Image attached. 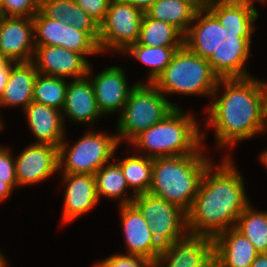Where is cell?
Returning <instances> with one entry per match:
<instances>
[{
  "mask_svg": "<svg viewBox=\"0 0 267 267\" xmlns=\"http://www.w3.org/2000/svg\"><path fill=\"white\" fill-rule=\"evenodd\" d=\"M212 165L205 170L192 207L187 212V228L190 234L217 237L236 222L249 205L244 192L242 177L234 165L224 160L216 173ZM212 174L211 176H209Z\"/></svg>",
  "mask_w": 267,
  "mask_h": 267,
  "instance_id": "cell-1",
  "label": "cell"
},
{
  "mask_svg": "<svg viewBox=\"0 0 267 267\" xmlns=\"http://www.w3.org/2000/svg\"><path fill=\"white\" fill-rule=\"evenodd\" d=\"M204 12L207 13L203 17ZM257 17L256 12L242 29H232L222 27L220 22L202 6L194 17L197 24L189 27L184 35V45L196 55L208 59L213 72L220 79L249 77L243 70V65L250 54L249 45L254 30L252 22Z\"/></svg>",
  "mask_w": 267,
  "mask_h": 267,
  "instance_id": "cell-2",
  "label": "cell"
},
{
  "mask_svg": "<svg viewBox=\"0 0 267 267\" xmlns=\"http://www.w3.org/2000/svg\"><path fill=\"white\" fill-rule=\"evenodd\" d=\"M226 92L209 108L210 125L218 144H234L261 132L266 89L263 82L250 77L221 78Z\"/></svg>",
  "mask_w": 267,
  "mask_h": 267,
  "instance_id": "cell-3",
  "label": "cell"
},
{
  "mask_svg": "<svg viewBox=\"0 0 267 267\" xmlns=\"http://www.w3.org/2000/svg\"><path fill=\"white\" fill-rule=\"evenodd\" d=\"M209 162L200 152L153 158L150 194L188 212Z\"/></svg>",
  "mask_w": 267,
  "mask_h": 267,
  "instance_id": "cell-4",
  "label": "cell"
},
{
  "mask_svg": "<svg viewBox=\"0 0 267 267\" xmlns=\"http://www.w3.org/2000/svg\"><path fill=\"white\" fill-rule=\"evenodd\" d=\"M191 115L175 108L162 121L141 132L131 142L149 149L150 158L172 157L197 153L201 147V135Z\"/></svg>",
  "mask_w": 267,
  "mask_h": 267,
  "instance_id": "cell-5",
  "label": "cell"
},
{
  "mask_svg": "<svg viewBox=\"0 0 267 267\" xmlns=\"http://www.w3.org/2000/svg\"><path fill=\"white\" fill-rule=\"evenodd\" d=\"M153 84L163 94L179 92L214 96L220 78L213 72L208 59L196 55L183 45Z\"/></svg>",
  "mask_w": 267,
  "mask_h": 267,
  "instance_id": "cell-6",
  "label": "cell"
},
{
  "mask_svg": "<svg viewBox=\"0 0 267 267\" xmlns=\"http://www.w3.org/2000/svg\"><path fill=\"white\" fill-rule=\"evenodd\" d=\"M149 84L147 86L139 83L133 86L117 125L120 133L116 136L118 142L122 137H127L131 142L177 108L153 83Z\"/></svg>",
  "mask_w": 267,
  "mask_h": 267,
  "instance_id": "cell-7",
  "label": "cell"
},
{
  "mask_svg": "<svg viewBox=\"0 0 267 267\" xmlns=\"http://www.w3.org/2000/svg\"><path fill=\"white\" fill-rule=\"evenodd\" d=\"M133 203L150 225V231L156 242L164 247L186 236L182 230L187 229V212L150 193L134 195L122 200L121 204ZM186 227V229H182ZM182 232V233H181ZM184 234V235H182Z\"/></svg>",
  "mask_w": 267,
  "mask_h": 267,
  "instance_id": "cell-8",
  "label": "cell"
},
{
  "mask_svg": "<svg viewBox=\"0 0 267 267\" xmlns=\"http://www.w3.org/2000/svg\"><path fill=\"white\" fill-rule=\"evenodd\" d=\"M118 143L115 136L91 132L76 142L67 152L66 143L63 141L58 148L59 168L66 159L63 163L64 173L94 175L110 159Z\"/></svg>",
  "mask_w": 267,
  "mask_h": 267,
  "instance_id": "cell-9",
  "label": "cell"
},
{
  "mask_svg": "<svg viewBox=\"0 0 267 267\" xmlns=\"http://www.w3.org/2000/svg\"><path fill=\"white\" fill-rule=\"evenodd\" d=\"M144 13L123 0H111L103 21L99 24L98 45L104 49H126L138 42Z\"/></svg>",
  "mask_w": 267,
  "mask_h": 267,
  "instance_id": "cell-10",
  "label": "cell"
},
{
  "mask_svg": "<svg viewBox=\"0 0 267 267\" xmlns=\"http://www.w3.org/2000/svg\"><path fill=\"white\" fill-rule=\"evenodd\" d=\"M32 19L34 31L40 36L35 46H61L82 55L100 51L98 43L87 32L68 23L45 17L39 11Z\"/></svg>",
  "mask_w": 267,
  "mask_h": 267,
  "instance_id": "cell-11",
  "label": "cell"
},
{
  "mask_svg": "<svg viewBox=\"0 0 267 267\" xmlns=\"http://www.w3.org/2000/svg\"><path fill=\"white\" fill-rule=\"evenodd\" d=\"M165 261L168 262L166 267H215L214 240L208 236L186 234L183 240L162 247L154 267Z\"/></svg>",
  "mask_w": 267,
  "mask_h": 267,
  "instance_id": "cell-12",
  "label": "cell"
},
{
  "mask_svg": "<svg viewBox=\"0 0 267 267\" xmlns=\"http://www.w3.org/2000/svg\"><path fill=\"white\" fill-rule=\"evenodd\" d=\"M24 18L5 16L0 25V51L8 61L15 63L34 60L31 55L36 46L31 39L36 40L37 36L32 35L35 34L33 19Z\"/></svg>",
  "mask_w": 267,
  "mask_h": 267,
  "instance_id": "cell-13",
  "label": "cell"
},
{
  "mask_svg": "<svg viewBox=\"0 0 267 267\" xmlns=\"http://www.w3.org/2000/svg\"><path fill=\"white\" fill-rule=\"evenodd\" d=\"M59 149L36 143L26 148L15 161V174L20 185L40 182L59 169Z\"/></svg>",
  "mask_w": 267,
  "mask_h": 267,
  "instance_id": "cell-14",
  "label": "cell"
},
{
  "mask_svg": "<svg viewBox=\"0 0 267 267\" xmlns=\"http://www.w3.org/2000/svg\"><path fill=\"white\" fill-rule=\"evenodd\" d=\"M35 52L38 59L35 67L38 73L43 72L48 76L83 78L89 74L90 67L81 53L63 48L61 46H36Z\"/></svg>",
  "mask_w": 267,
  "mask_h": 267,
  "instance_id": "cell-15",
  "label": "cell"
},
{
  "mask_svg": "<svg viewBox=\"0 0 267 267\" xmlns=\"http://www.w3.org/2000/svg\"><path fill=\"white\" fill-rule=\"evenodd\" d=\"M121 216L129 255L157 262L162 247L153 238L150 225L133 204H121Z\"/></svg>",
  "mask_w": 267,
  "mask_h": 267,
  "instance_id": "cell-16",
  "label": "cell"
},
{
  "mask_svg": "<svg viewBox=\"0 0 267 267\" xmlns=\"http://www.w3.org/2000/svg\"><path fill=\"white\" fill-rule=\"evenodd\" d=\"M229 230L213 239L215 267H250L259 251L234 227Z\"/></svg>",
  "mask_w": 267,
  "mask_h": 267,
  "instance_id": "cell-17",
  "label": "cell"
},
{
  "mask_svg": "<svg viewBox=\"0 0 267 267\" xmlns=\"http://www.w3.org/2000/svg\"><path fill=\"white\" fill-rule=\"evenodd\" d=\"M68 182L64 202V221H71L88 212L98 202L96 178L91 174L64 173Z\"/></svg>",
  "mask_w": 267,
  "mask_h": 267,
  "instance_id": "cell-18",
  "label": "cell"
},
{
  "mask_svg": "<svg viewBox=\"0 0 267 267\" xmlns=\"http://www.w3.org/2000/svg\"><path fill=\"white\" fill-rule=\"evenodd\" d=\"M125 75L120 67H110L92 80L98 109L101 114L124 107L133 87L127 88Z\"/></svg>",
  "mask_w": 267,
  "mask_h": 267,
  "instance_id": "cell-19",
  "label": "cell"
},
{
  "mask_svg": "<svg viewBox=\"0 0 267 267\" xmlns=\"http://www.w3.org/2000/svg\"><path fill=\"white\" fill-rule=\"evenodd\" d=\"M38 11L45 17L57 19L87 32L98 43L99 24L75 0H39Z\"/></svg>",
  "mask_w": 267,
  "mask_h": 267,
  "instance_id": "cell-20",
  "label": "cell"
},
{
  "mask_svg": "<svg viewBox=\"0 0 267 267\" xmlns=\"http://www.w3.org/2000/svg\"><path fill=\"white\" fill-rule=\"evenodd\" d=\"M25 109L34 135L40 144H49L59 148L63 142V117L58 109L31 102Z\"/></svg>",
  "mask_w": 267,
  "mask_h": 267,
  "instance_id": "cell-21",
  "label": "cell"
},
{
  "mask_svg": "<svg viewBox=\"0 0 267 267\" xmlns=\"http://www.w3.org/2000/svg\"><path fill=\"white\" fill-rule=\"evenodd\" d=\"M62 109L72 120L85 123L101 115L92 82L83 77L68 84Z\"/></svg>",
  "mask_w": 267,
  "mask_h": 267,
  "instance_id": "cell-22",
  "label": "cell"
},
{
  "mask_svg": "<svg viewBox=\"0 0 267 267\" xmlns=\"http://www.w3.org/2000/svg\"><path fill=\"white\" fill-rule=\"evenodd\" d=\"M35 63L16 62L10 71V76L3 94L0 97L1 105L21 104L25 108L33 101L34 83L38 71Z\"/></svg>",
  "mask_w": 267,
  "mask_h": 267,
  "instance_id": "cell-23",
  "label": "cell"
},
{
  "mask_svg": "<svg viewBox=\"0 0 267 267\" xmlns=\"http://www.w3.org/2000/svg\"><path fill=\"white\" fill-rule=\"evenodd\" d=\"M203 6V0H159L146 14L155 20L164 21L177 28L182 35L194 21L196 12Z\"/></svg>",
  "mask_w": 267,
  "mask_h": 267,
  "instance_id": "cell-24",
  "label": "cell"
},
{
  "mask_svg": "<svg viewBox=\"0 0 267 267\" xmlns=\"http://www.w3.org/2000/svg\"><path fill=\"white\" fill-rule=\"evenodd\" d=\"M203 6L222 27L232 29H242V26L257 12L253 3L244 0H203Z\"/></svg>",
  "mask_w": 267,
  "mask_h": 267,
  "instance_id": "cell-25",
  "label": "cell"
},
{
  "mask_svg": "<svg viewBox=\"0 0 267 267\" xmlns=\"http://www.w3.org/2000/svg\"><path fill=\"white\" fill-rule=\"evenodd\" d=\"M181 34L173 25L150 18L145 13L137 44L152 47H182L184 45V35ZM177 36H181V39Z\"/></svg>",
  "mask_w": 267,
  "mask_h": 267,
  "instance_id": "cell-26",
  "label": "cell"
},
{
  "mask_svg": "<svg viewBox=\"0 0 267 267\" xmlns=\"http://www.w3.org/2000/svg\"><path fill=\"white\" fill-rule=\"evenodd\" d=\"M236 222L234 228L248 238L259 253H267V212L257 213L248 205Z\"/></svg>",
  "mask_w": 267,
  "mask_h": 267,
  "instance_id": "cell-27",
  "label": "cell"
},
{
  "mask_svg": "<svg viewBox=\"0 0 267 267\" xmlns=\"http://www.w3.org/2000/svg\"><path fill=\"white\" fill-rule=\"evenodd\" d=\"M128 186L135 190V195L148 193L151 185L153 158L132 156L118 163Z\"/></svg>",
  "mask_w": 267,
  "mask_h": 267,
  "instance_id": "cell-28",
  "label": "cell"
},
{
  "mask_svg": "<svg viewBox=\"0 0 267 267\" xmlns=\"http://www.w3.org/2000/svg\"><path fill=\"white\" fill-rule=\"evenodd\" d=\"M68 84L63 78L37 74L33 89V102L55 109H62L65 103Z\"/></svg>",
  "mask_w": 267,
  "mask_h": 267,
  "instance_id": "cell-29",
  "label": "cell"
},
{
  "mask_svg": "<svg viewBox=\"0 0 267 267\" xmlns=\"http://www.w3.org/2000/svg\"><path fill=\"white\" fill-rule=\"evenodd\" d=\"M181 47H152L133 44L126 50L144 64L151 66L149 83H153L171 62L175 52Z\"/></svg>",
  "mask_w": 267,
  "mask_h": 267,
  "instance_id": "cell-30",
  "label": "cell"
},
{
  "mask_svg": "<svg viewBox=\"0 0 267 267\" xmlns=\"http://www.w3.org/2000/svg\"><path fill=\"white\" fill-rule=\"evenodd\" d=\"M96 178V188L98 199L100 195L117 198L124 193L128 185L122 173V169L118 162L110 164L107 167L105 164L94 174Z\"/></svg>",
  "mask_w": 267,
  "mask_h": 267,
  "instance_id": "cell-31",
  "label": "cell"
},
{
  "mask_svg": "<svg viewBox=\"0 0 267 267\" xmlns=\"http://www.w3.org/2000/svg\"><path fill=\"white\" fill-rule=\"evenodd\" d=\"M1 9L4 16L33 18L39 10V0H3Z\"/></svg>",
  "mask_w": 267,
  "mask_h": 267,
  "instance_id": "cell-32",
  "label": "cell"
},
{
  "mask_svg": "<svg viewBox=\"0 0 267 267\" xmlns=\"http://www.w3.org/2000/svg\"><path fill=\"white\" fill-rule=\"evenodd\" d=\"M155 262L134 255H113L95 267H154Z\"/></svg>",
  "mask_w": 267,
  "mask_h": 267,
  "instance_id": "cell-33",
  "label": "cell"
},
{
  "mask_svg": "<svg viewBox=\"0 0 267 267\" xmlns=\"http://www.w3.org/2000/svg\"><path fill=\"white\" fill-rule=\"evenodd\" d=\"M75 2L100 24L105 17L111 0H75Z\"/></svg>",
  "mask_w": 267,
  "mask_h": 267,
  "instance_id": "cell-34",
  "label": "cell"
},
{
  "mask_svg": "<svg viewBox=\"0 0 267 267\" xmlns=\"http://www.w3.org/2000/svg\"><path fill=\"white\" fill-rule=\"evenodd\" d=\"M7 149L0 148V179H7V183L13 188L17 186L15 174V161L11 158Z\"/></svg>",
  "mask_w": 267,
  "mask_h": 267,
  "instance_id": "cell-35",
  "label": "cell"
},
{
  "mask_svg": "<svg viewBox=\"0 0 267 267\" xmlns=\"http://www.w3.org/2000/svg\"><path fill=\"white\" fill-rule=\"evenodd\" d=\"M12 63L15 62L7 60L2 66H0V97L3 94L6 84L8 82Z\"/></svg>",
  "mask_w": 267,
  "mask_h": 267,
  "instance_id": "cell-36",
  "label": "cell"
},
{
  "mask_svg": "<svg viewBox=\"0 0 267 267\" xmlns=\"http://www.w3.org/2000/svg\"><path fill=\"white\" fill-rule=\"evenodd\" d=\"M126 3H129L132 7L140 10L142 13H146L149 8L158 2L159 0H123Z\"/></svg>",
  "mask_w": 267,
  "mask_h": 267,
  "instance_id": "cell-37",
  "label": "cell"
},
{
  "mask_svg": "<svg viewBox=\"0 0 267 267\" xmlns=\"http://www.w3.org/2000/svg\"><path fill=\"white\" fill-rule=\"evenodd\" d=\"M12 191V187L7 183V179H0V200L5 199Z\"/></svg>",
  "mask_w": 267,
  "mask_h": 267,
  "instance_id": "cell-38",
  "label": "cell"
},
{
  "mask_svg": "<svg viewBox=\"0 0 267 267\" xmlns=\"http://www.w3.org/2000/svg\"><path fill=\"white\" fill-rule=\"evenodd\" d=\"M250 267H267V253H259Z\"/></svg>",
  "mask_w": 267,
  "mask_h": 267,
  "instance_id": "cell-39",
  "label": "cell"
},
{
  "mask_svg": "<svg viewBox=\"0 0 267 267\" xmlns=\"http://www.w3.org/2000/svg\"><path fill=\"white\" fill-rule=\"evenodd\" d=\"M265 119V120H264ZM267 120V102H266V104L264 105V108H263V126H262V129H261V131H264L265 129V124L264 123H266V122H264V121H266Z\"/></svg>",
  "mask_w": 267,
  "mask_h": 267,
  "instance_id": "cell-40",
  "label": "cell"
},
{
  "mask_svg": "<svg viewBox=\"0 0 267 267\" xmlns=\"http://www.w3.org/2000/svg\"><path fill=\"white\" fill-rule=\"evenodd\" d=\"M7 59L3 56L2 52L0 51V66H2Z\"/></svg>",
  "mask_w": 267,
  "mask_h": 267,
  "instance_id": "cell-41",
  "label": "cell"
},
{
  "mask_svg": "<svg viewBox=\"0 0 267 267\" xmlns=\"http://www.w3.org/2000/svg\"><path fill=\"white\" fill-rule=\"evenodd\" d=\"M262 157V161L264 162V164H266V166H267V151H265L262 155H261Z\"/></svg>",
  "mask_w": 267,
  "mask_h": 267,
  "instance_id": "cell-42",
  "label": "cell"
},
{
  "mask_svg": "<svg viewBox=\"0 0 267 267\" xmlns=\"http://www.w3.org/2000/svg\"><path fill=\"white\" fill-rule=\"evenodd\" d=\"M4 17H5V16H4V14H3V12H2V9H1V7H0V25H1L2 20H3Z\"/></svg>",
  "mask_w": 267,
  "mask_h": 267,
  "instance_id": "cell-43",
  "label": "cell"
},
{
  "mask_svg": "<svg viewBox=\"0 0 267 267\" xmlns=\"http://www.w3.org/2000/svg\"><path fill=\"white\" fill-rule=\"evenodd\" d=\"M4 259L2 258L1 254H0V266L4 263Z\"/></svg>",
  "mask_w": 267,
  "mask_h": 267,
  "instance_id": "cell-44",
  "label": "cell"
},
{
  "mask_svg": "<svg viewBox=\"0 0 267 267\" xmlns=\"http://www.w3.org/2000/svg\"><path fill=\"white\" fill-rule=\"evenodd\" d=\"M244 1H248L249 3H252V0L250 1V0H244ZM261 1H265V0H261Z\"/></svg>",
  "mask_w": 267,
  "mask_h": 267,
  "instance_id": "cell-45",
  "label": "cell"
}]
</instances>
